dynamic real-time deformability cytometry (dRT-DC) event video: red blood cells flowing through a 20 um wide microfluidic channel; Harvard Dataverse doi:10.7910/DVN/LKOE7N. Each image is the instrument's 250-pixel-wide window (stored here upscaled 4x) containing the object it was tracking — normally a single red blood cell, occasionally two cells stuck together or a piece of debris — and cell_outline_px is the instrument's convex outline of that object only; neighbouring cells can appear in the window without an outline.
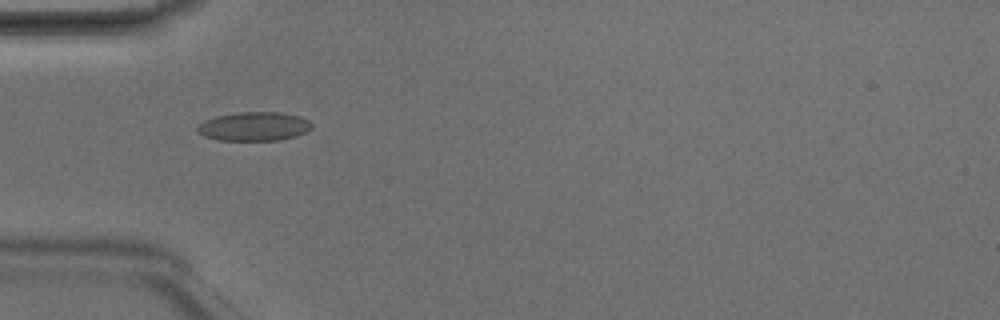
{"species": "Egyptian fruit bat (a non-hibernating species)", "species_latin": "Rousettus aegyptiacus", "temperature_condition": "room temperature", "stored_images_in_passage": 6, "camera_frame_rate_fps": 3000, "um_per_image_px": 0.085, "animal": {"sex": "male"}, "frame": {"image": 1, "passage_image": 3, "time_ms": 0.667, "image_size_px": [1000, 320], "cell_outline_px": [[312, 128], [296, 136], [280, 140], [220, 140], [204, 136], [196, 132], [196, 128], [204, 120], [216, 116], [240, 112], [280, 112], [300, 116], [308, 120], [312, 124]], "centroid_in_image_um": [21.59, 10.74], "position_along_channel_um": 63.4, "area_um2": 19.25}}